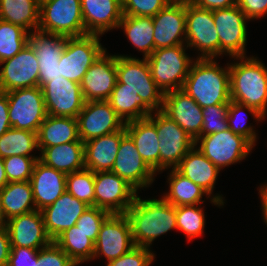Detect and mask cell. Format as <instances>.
I'll list each match as a JSON object with an SVG mask.
<instances>
[{"instance_id": "6f0895ef", "label": "cell", "mask_w": 267, "mask_h": 266, "mask_svg": "<svg viewBox=\"0 0 267 266\" xmlns=\"http://www.w3.org/2000/svg\"><path fill=\"white\" fill-rule=\"evenodd\" d=\"M8 184L3 158L0 157V190Z\"/></svg>"}, {"instance_id": "6da1fadb", "label": "cell", "mask_w": 267, "mask_h": 266, "mask_svg": "<svg viewBox=\"0 0 267 266\" xmlns=\"http://www.w3.org/2000/svg\"><path fill=\"white\" fill-rule=\"evenodd\" d=\"M125 215L130 222L135 246L149 248L156 237L177 229L176 207L164 198L142 200L136 195Z\"/></svg>"}, {"instance_id": "d6986e66", "label": "cell", "mask_w": 267, "mask_h": 266, "mask_svg": "<svg viewBox=\"0 0 267 266\" xmlns=\"http://www.w3.org/2000/svg\"><path fill=\"white\" fill-rule=\"evenodd\" d=\"M111 172L124 179L136 191L150 185L155 175L138 153L134 141L128 134L121 139Z\"/></svg>"}, {"instance_id": "d590c367", "label": "cell", "mask_w": 267, "mask_h": 266, "mask_svg": "<svg viewBox=\"0 0 267 266\" xmlns=\"http://www.w3.org/2000/svg\"><path fill=\"white\" fill-rule=\"evenodd\" d=\"M76 264L93 258L95 242L75 225L53 240Z\"/></svg>"}, {"instance_id": "9c48e42d", "label": "cell", "mask_w": 267, "mask_h": 266, "mask_svg": "<svg viewBox=\"0 0 267 266\" xmlns=\"http://www.w3.org/2000/svg\"><path fill=\"white\" fill-rule=\"evenodd\" d=\"M153 116L151 114L148 118L155 124L158 134L160 170L170 168L172 165V169H175L195 145V140L162 111L157 110Z\"/></svg>"}, {"instance_id": "8992f818", "label": "cell", "mask_w": 267, "mask_h": 266, "mask_svg": "<svg viewBox=\"0 0 267 266\" xmlns=\"http://www.w3.org/2000/svg\"><path fill=\"white\" fill-rule=\"evenodd\" d=\"M116 69L117 80L124 84L125 88L132 89L137 93L153 111L162 110L164 93L152 78L146 58L139 60L116 55Z\"/></svg>"}, {"instance_id": "ee69618b", "label": "cell", "mask_w": 267, "mask_h": 266, "mask_svg": "<svg viewBox=\"0 0 267 266\" xmlns=\"http://www.w3.org/2000/svg\"><path fill=\"white\" fill-rule=\"evenodd\" d=\"M110 215L104 209L90 206L77 220L75 226L87 234V237L97 241L98 234L102 223Z\"/></svg>"}, {"instance_id": "f1b7e54d", "label": "cell", "mask_w": 267, "mask_h": 266, "mask_svg": "<svg viewBox=\"0 0 267 266\" xmlns=\"http://www.w3.org/2000/svg\"><path fill=\"white\" fill-rule=\"evenodd\" d=\"M175 169L204 189L208 196L212 193L219 173V169L198 149H195V145Z\"/></svg>"}, {"instance_id": "ba28073f", "label": "cell", "mask_w": 267, "mask_h": 266, "mask_svg": "<svg viewBox=\"0 0 267 266\" xmlns=\"http://www.w3.org/2000/svg\"><path fill=\"white\" fill-rule=\"evenodd\" d=\"M6 93L12 128L38 133L47 116L42 88L36 86Z\"/></svg>"}, {"instance_id": "2e32d148", "label": "cell", "mask_w": 267, "mask_h": 266, "mask_svg": "<svg viewBox=\"0 0 267 266\" xmlns=\"http://www.w3.org/2000/svg\"><path fill=\"white\" fill-rule=\"evenodd\" d=\"M133 247L135 244L127 216L125 214H110L100 227L93 259L103 254L109 262L121 257Z\"/></svg>"}, {"instance_id": "5b68a950", "label": "cell", "mask_w": 267, "mask_h": 266, "mask_svg": "<svg viewBox=\"0 0 267 266\" xmlns=\"http://www.w3.org/2000/svg\"><path fill=\"white\" fill-rule=\"evenodd\" d=\"M38 29L63 37L86 35L81 0L41 1Z\"/></svg>"}, {"instance_id": "4316f807", "label": "cell", "mask_w": 267, "mask_h": 266, "mask_svg": "<svg viewBox=\"0 0 267 266\" xmlns=\"http://www.w3.org/2000/svg\"><path fill=\"white\" fill-rule=\"evenodd\" d=\"M124 126L144 162L155 173L160 171V148L155 124L146 117L126 122Z\"/></svg>"}, {"instance_id": "74e56055", "label": "cell", "mask_w": 267, "mask_h": 266, "mask_svg": "<svg viewBox=\"0 0 267 266\" xmlns=\"http://www.w3.org/2000/svg\"><path fill=\"white\" fill-rule=\"evenodd\" d=\"M38 149L37 133L29 130L10 128L0 137V157L27 156Z\"/></svg>"}, {"instance_id": "816d5d0a", "label": "cell", "mask_w": 267, "mask_h": 266, "mask_svg": "<svg viewBox=\"0 0 267 266\" xmlns=\"http://www.w3.org/2000/svg\"><path fill=\"white\" fill-rule=\"evenodd\" d=\"M11 252L10 237L6 225L0 226V266H7Z\"/></svg>"}, {"instance_id": "c3c4849f", "label": "cell", "mask_w": 267, "mask_h": 266, "mask_svg": "<svg viewBox=\"0 0 267 266\" xmlns=\"http://www.w3.org/2000/svg\"><path fill=\"white\" fill-rule=\"evenodd\" d=\"M154 254L147 247L135 246L121 257L109 261L107 266H149Z\"/></svg>"}, {"instance_id": "f6af8a7d", "label": "cell", "mask_w": 267, "mask_h": 266, "mask_svg": "<svg viewBox=\"0 0 267 266\" xmlns=\"http://www.w3.org/2000/svg\"><path fill=\"white\" fill-rule=\"evenodd\" d=\"M243 108L247 109L257 120L260 121L261 119H264V117L255 108L245 106L243 104L231 100L228 105V113H227L228 128L233 133L244 136L253 145H255L254 143L256 141V134L253 131V128L251 126H246L244 124L238 125L234 123L237 120L238 113L242 111Z\"/></svg>"}, {"instance_id": "836d02e7", "label": "cell", "mask_w": 267, "mask_h": 266, "mask_svg": "<svg viewBox=\"0 0 267 266\" xmlns=\"http://www.w3.org/2000/svg\"><path fill=\"white\" fill-rule=\"evenodd\" d=\"M66 41L67 37L39 29L29 32L28 36V43L35 51L39 66L59 65Z\"/></svg>"}, {"instance_id": "681fc988", "label": "cell", "mask_w": 267, "mask_h": 266, "mask_svg": "<svg viewBox=\"0 0 267 266\" xmlns=\"http://www.w3.org/2000/svg\"><path fill=\"white\" fill-rule=\"evenodd\" d=\"M38 252V249L11 247L7 266H33V258Z\"/></svg>"}, {"instance_id": "7402d4cb", "label": "cell", "mask_w": 267, "mask_h": 266, "mask_svg": "<svg viewBox=\"0 0 267 266\" xmlns=\"http://www.w3.org/2000/svg\"><path fill=\"white\" fill-rule=\"evenodd\" d=\"M154 50L184 44L186 36V4L169 3L152 17Z\"/></svg>"}, {"instance_id": "e575fe53", "label": "cell", "mask_w": 267, "mask_h": 266, "mask_svg": "<svg viewBox=\"0 0 267 266\" xmlns=\"http://www.w3.org/2000/svg\"><path fill=\"white\" fill-rule=\"evenodd\" d=\"M123 27L130 42L149 57L154 51V26L152 17L123 15L118 25Z\"/></svg>"}, {"instance_id": "ac0fdd59", "label": "cell", "mask_w": 267, "mask_h": 266, "mask_svg": "<svg viewBox=\"0 0 267 266\" xmlns=\"http://www.w3.org/2000/svg\"><path fill=\"white\" fill-rule=\"evenodd\" d=\"M161 111L175 121L193 140L201 136L203 108L182 89L164 93Z\"/></svg>"}, {"instance_id": "8d00e7d4", "label": "cell", "mask_w": 267, "mask_h": 266, "mask_svg": "<svg viewBox=\"0 0 267 266\" xmlns=\"http://www.w3.org/2000/svg\"><path fill=\"white\" fill-rule=\"evenodd\" d=\"M170 191L163 198L174 205H198L200 204L203 194L208 193L199 185L193 183L190 179L184 177L176 169H173L169 176Z\"/></svg>"}, {"instance_id": "cb8c5ba5", "label": "cell", "mask_w": 267, "mask_h": 266, "mask_svg": "<svg viewBox=\"0 0 267 266\" xmlns=\"http://www.w3.org/2000/svg\"><path fill=\"white\" fill-rule=\"evenodd\" d=\"M30 183L36 210L41 211L52 205L66 191V174L38 160Z\"/></svg>"}, {"instance_id": "9f6ffc18", "label": "cell", "mask_w": 267, "mask_h": 266, "mask_svg": "<svg viewBox=\"0 0 267 266\" xmlns=\"http://www.w3.org/2000/svg\"><path fill=\"white\" fill-rule=\"evenodd\" d=\"M261 190H259L261 194V199H262V210H263V215H264V221L267 224V184L265 186L260 187Z\"/></svg>"}, {"instance_id": "7bdbcfd3", "label": "cell", "mask_w": 267, "mask_h": 266, "mask_svg": "<svg viewBox=\"0 0 267 266\" xmlns=\"http://www.w3.org/2000/svg\"><path fill=\"white\" fill-rule=\"evenodd\" d=\"M228 105L229 103L215 104L203 108L201 136L229 129L227 121Z\"/></svg>"}, {"instance_id": "7c38bea8", "label": "cell", "mask_w": 267, "mask_h": 266, "mask_svg": "<svg viewBox=\"0 0 267 266\" xmlns=\"http://www.w3.org/2000/svg\"><path fill=\"white\" fill-rule=\"evenodd\" d=\"M219 36V55L223 52L232 57H245L247 41L246 20H249L237 6L212 11Z\"/></svg>"}, {"instance_id": "ab89813d", "label": "cell", "mask_w": 267, "mask_h": 266, "mask_svg": "<svg viewBox=\"0 0 267 266\" xmlns=\"http://www.w3.org/2000/svg\"><path fill=\"white\" fill-rule=\"evenodd\" d=\"M66 191L87 205L95 207L94 172L83 169L67 174Z\"/></svg>"}, {"instance_id": "7a4b0ae2", "label": "cell", "mask_w": 267, "mask_h": 266, "mask_svg": "<svg viewBox=\"0 0 267 266\" xmlns=\"http://www.w3.org/2000/svg\"><path fill=\"white\" fill-rule=\"evenodd\" d=\"M182 90L201 108L230 103L229 66L222 69L213 58H198L191 65Z\"/></svg>"}, {"instance_id": "bcb514c9", "label": "cell", "mask_w": 267, "mask_h": 266, "mask_svg": "<svg viewBox=\"0 0 267 266\" xmlns=\"http://www.w3.org/2000/svg\"><path fill=\"white\" fill-rule=\"evenodd\" d=\"M33 266H77L70 257L52 241L39 249L38 255L33 258Z\"/></svg>"}, {"instance_id": "11a10c76", "label": "cell", "mask_w": 267, "mask_h": 266, "mask_svg": "<svg viewBox=\"0 0 267 266\" xmlns=\"http://www.w3.org/2000/svg\"><path fill=\"white\" fill-rule=\"evenodd\" d=\"M63 78L60 75V65L39 66V87L42 88L52 79Z\"/></svg>"}, {"instance_id": "484cf974", "label": "cell", "mask_w": 267, "mask_h": 266, "mask_svg": "<svg viewBox=\"0 0 267 266\" xmlns=\"http://www.w3.org/2000/svg\"><path fill=\"white\" fill-rule=\"evenodd\" d=\"M125 126L116 132L84 142L85 169L92 172L111 171L121 139L126 135Z\"/></svg>"}, {"instance_id": "3957f363", "label": "cell", "mask_w": 267, "mask_h": 266, "mask_svg": "<svg viewBox=\"0 0 267 266\" xmlns=\"http://www.w3.org/2000/svg\"><path fill=\"white\" fill-rule=\"evenodd\" d=\"M237 57L241 62L229 66L230 98L255 108L263 117L267 109V68L256 58Z\"/></svg>"}, {"instance_id": "4fadbf2b", "label": "cell", "mask_w": 267, "mask_h": 266, "mask_svg": "<svg viewBox=\"0 0 267 266\" xmlns=\"http://www.w3.org/2000/svg\"><path fill=\"white\" fill-rule=\"evenodd\" d=\"M95 207L110 214H125L137 191L111 171L94 172Z\"/></svg>"}, {"instance_id": "f35d334b", "label": "cell", "mask_w": 267, "mask_h": 266, "mask_svg": "<svg viewBox=\"0 0 267 266\" xmlns=\"http://www.w3.org/2000/svg\"><path fill=\"white\" fill-rule=\"evenodd\" d=\"M28 36L23 27L0 20V62L19 53L28 43Z\"/></svg>"}, {"instance_id": "d4e9b609", "label": "cell", "mask_w": 267, "mask_h": 266, "mask_svg": "<svg viewBox=\"0 0 267 266\" xmlns=\"http://www.w3.org/2000/svg\"><path fill=\"white\" fill-rule=\"evenodd\" d=\"M81 11L87 34L102 35L118 28L123 16L121 0H81Z\"/></svg>"}, {"instance_id": "60d3db41", "label": "cell", "mask_w": 267, "mask_h": 266, "mask_svg": "<svg viewBox=\"0 0 267 266\" xmlns=\"http://www.w3.org/2000/svg\"><path fill=\"white\" fill-rule=\"evenodd\" d=\"M202 208L196 205L176 207L177 229L183 231L190 239L203 233L205 217Z\"/></svg>"}, {"instance_id": "e0dca14e", "label": "cell", "mask_w": 267, "mask_h": 266, "mask_svg": "<svg viewBox=\"0 0 267 266\" xmlns=\"http://www.w3.org/2000/svg\"><path fill=\"white\" fill-rule=\"evenodd\" d=\"M47 115L76 118L84 106L79 83L63 78L52 79L42 87Z\"/></svg>"}, {"instance_id": "9a60e30c", "label": "cell", "mask_w": 267, "mask_h": 266, "mask_svg": "<svg viewBox=\"0 0 267 266\" xmlns=\"http://www.w3.org/2000/svg\"><path fill=\"white\" fill-rule=\"evenodd\" d=\"M76 119L83 142L119 131L125 125L107 100L85 102Z\"/></svg>"}, {"instance_id": "b9f144b4", "label": "cell", "mask_w": 267, "mask_h": 266, "mask_svg": "<svg viewBox=\"0 0 267 266\" xmlns=\"http://www.w3.org/2000/svg\"><path fill=\"white\" fill-rule=\"evenodd\" d=\"M39 157L10 156L3 159L8 182L30 181Z\"/></svg>"}, {"instance_id": "83f0119b", "label": "cell", "mask_w": 267, "mask_h": 266, "mask_svg": "<svg viewBox=\"0 0 267 266\" xmlns=\"http://www.w3.org/2000/svg\"><path fill=\"white\" fill-rule=\"evenodd\" d=\"M44 165L67 174L85 169L84 142L74 141L51 147H38Z\"/></svg>"}, {"instance_id": "4dcf8cb0", "label": "cell", "mask_w": 267, "mask_h": 266, "mask_svg": "<svg viewBox=\"0 0 267 266\" xmlns=\"http://www.w3.org/2000/svg\"><path fill=\"white\" fill-rule=\"evenodd\" d=\"M0 201L3 216L7 220L36 210L30 181L8 182L0 190Z\"/></svg>"}, {"instance_id": "d6a6232c", "label": "cell", "mask_w": 267, "mask_h": 266, "mask_svg": "<svg viewBox=\"0 0 267 266\" xmlns=\"http://www.w3.org/2000/svg\"><path fill=\"white\" fill-rule=\"evenodd\" d=\"M39 13V0H0V20L26 30L38 29Z\"/></svg>"}, {"instance_id": "1f68e13d", "label": "cell", "mask_w": 267, "mask_h": 266, "mask_svg": "<svg viewBox=\"0 0 267 266\" xmlns=\"http://www.w3.org/2000/svg\"><path fill=\"white\" fill-rule=\"evenodd\" d=\"M107 101L125 123L146 118L153 112L137 93L125 88L118 80Z\"/></svg>"}, {"instance_id": "44dd1931", "label": "cell", "mask_w": 267, "mask_h": 266, "mask_svg": "<svg viewBox=\"0 0 267 266\" xmlns=\"http://www.w3.org/2000/svg\"><path fill=\"white\" fill-rule=\"evenodd\" d=\"M11 247L41 249L52 242L41 211L34 210L6 221Z\"/></svg>"}, {"instance_id": "680465c9", "label": "cell", "mask_w": 267, "mask_h": 266, "mask_svg": "<svg viewBox=\"0 0 267 266\" xmlns=\"http://www.w3.org/2000/svg\"><path fill=\"white\" fill-rule=\"evenodd\" d=\"M167 1L172 4H186L191 2V0H167Z\"/></svg>"}, {"instance_id": "f907efd6", "label": "cell", "mask_w": 267, "mask_h": 266, "mask_svg": "<svg viewBox=\"0 0 267 266\" xmlns=\"http://www.w3.org/2000/svg\"><path fill=\"white\" fill-rule=\"evenodd\" d=\"M237 6L248 19L260 18L267 14V0H237Z\"/></svg>"}, {"instance_id": "277c9868", "label": "cell", "mask_w": 267, "mask_h": 266, "mask_svg": "<svg viewBox=\"0 0 267 266\" xmlns=\"http://www.w3.org/2000/svg\"><path fill=\"white\" fill-rule=\"evenodd\" d=\"M184 49L183 44L159 48L146 58L152 78L163 93L182 89L184 85L193 63Z\"/></svg>"}, {"instance_id": "7dc6e473", "label": "cell", "mask_w": 267, "mask_h": 266, "mask_svg": "<svg viewBox=\"0 0 267 266\" xmlns=\"http://www.w3.org/2000/svg\"><path fill=\"white\" fill-rule=\"evenodd\" d=\"M123 15L153 17L166 7L167 0H121Z\"/></svg>"}, {"instance_id": "52a82bcc", "label": "cell", "mask_w": 267, "mask_h": 266, "mask_svg": "<svg viewBox=\"0 0 267 266\" xmlns=\"http://www.w3.org/2000/svg\"><path fill=\"white\" fill-rule=\"evenodd\" d=\"M106 51L99 42V35L86 34L67 37L66 46L60 57V75L80 84L93 63Z\"/></svg>"}, {"instance_id": "ffe728a7", "label": "cell", "mask_w": 267, "mask_h": 266, "mask_svg": "<svg viewBox=\"0 0 267 266\" xmlns=\"http://www.w3.org/2000/svg\"><path fill=\"white\" fill-rule=\"evenodd\" d=\"M105 53L93 63L80 82L85 102L108 100L117 83L116 55Z\"/></svg>"}, {"instance_id": "f5cc1de1", "label": "cell", "mask_w": 267, "mask_h": 266, "mask_svg": "<svg viewBox=\"0 0 267 266\" xmlns=\"http://www.w3.org/2000/svg\"><path fill=\"white\" fill-rule=\"evenodd\" d=\"M191 2L199 8L211 11L237 5V0H191Z\"/></svg>"}, {"instance_id": "603a6c76", "label": "cell", "mask_w": 267, "mask_h": 266, "mask_svg": "<svg viewBox=\"0 0 267 266\" xmlns=\"http://www.w3.org/2000/svg\"><path fill=\"white\" fill-rule=\"evenodd\" d=\"M89 207L84 201L65 191L52 205L41 210L46 232L52 241L74 226Z\"/></svg>"}, {"instance_id": "5bb4252c", "label": "cell", "mask_w": 267, "mask_h": 266, "mask_svg": "<svg viewBox=\"0 0 267 266\" xmlns=\"http://www.w3.org/2000/svg\"><path fill=\"white\" fill-rule=\"evenodd\" d=\"M2 64L5 65L0 70L1 92L39 86V63L29 43L12 58L0 62Z\"/></svg>"}, {"instance_id": "91938a15", "label": "cell", "mask_w": 267, "mask_h": 266, "mask_svg": "<svg viewBox=\"0 0 267 266\" xmlns=\"http://www.w3.org/2000/svg\"><path fill=\"white\" fill-rule=\"evenodd\" d=\"M6 225V220L3 216L2 209H1V201H0V226Z\"/></svg>"}, {"instance_id": "f546056e", "label": "cell", "mask_w": 267, "mask_h": 266, "mask_svg": "<svg viewBox=\"0 0 267 266\" xmlns=\"http://www.w3.org/2000/svg\"><path fill=\"white\" fill-rule=\"evenodd\" d=\"M38 147H51L68 142L82 141L77 119L47 115L37 133Z\"/></svg>"}, {"instance_id": "db71d44e", "label": "cell", "mask_w": 267, "mask_h": 266, "mask_svg": "<svg viewBox=\"0 0 267 266\" xmlns=\"http://www.w3.org/2000/svg\"><path fill=\"white\" fill-rule=\"evenodd\" d=\"M11 127L7 93L0 91V137Z\"/></svg>"}, {"instance_id": "30bf717a", "label": "cell", "mask_w": 267, "mask_h": 266, "mask_svg": "<svg viewBox=\"0 0 267 266\" xmlns=\"http://www.w3.org/2000/svg\"><path fill=\"white\" fill-rule=\"evenodd\" d=\"M199 140L201 145L198 150L219 170L243 160L254 146L244 136L233 133L230 129L200 136L195 140V146Z\"/></svg>"}, {"instance_id": "8fae6325", "label": "cell", "mask_w": 267, "mask_h": 266, "mask_svg": "<svg viewBox=\"0 0 267 266\" xmlns=\"http://www.w3.org/2000/svg\"><path fill=\"white\" fill-rule=\"evenodd\" d=\"M187 47L198 48L199 58H214L219 55V36L211 10L202 9L192 2L186 3Z\"/></svg>"}]
</instances>
